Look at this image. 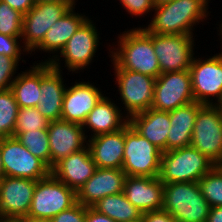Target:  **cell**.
Segmentation results:
<instances>
[{
	"label": "cell",
	"instance_id": "cell-1",
	"mask_svg": "<svg viewBox=\"0 0 222 222\" xmlns=\"http://www.w3.org/2000/svg\"><path fill=\"white\" fill-rule=\"evenodd\" d=\"M210 0H157L155 13L145 29L154 34H190L193 26L204 21ZM208 13V14H207Z\"/></svg>",
	"mask_w": 222,
	"mask_h": 222
},
{
	"label": "cell",
	"instance_id": "cell-2",
	"mask_svg": "<svg viewBox=\"0 0 222 222\" xmlns=\"http://www.w3.org/2000/svg\"><path fill=\"white\" fill-rule=\"evenodd\" d=\"M118 48L111 51L114 68L136 71L153 78L161 74L152 39L140 28L119 35Z\"/></svg>",
	"mask_w": 222,
	"mask_h": 222
},
{
	"label": "cell",
	"instance_id": "cell-3",
	"mask_svg": "<svg viewBox=\"0 0 222 222\" xmlns=\"http://www.w3.org/2000/svg\"><path fill=\"white\" fill-rule=\"evenodd\" d=\"M215 164L194 147L162 152L159 179L163 184L198 182Z\"/></svg>",
	"mask_w": 222,
	"mask_h": 222
},
{
	"label": "cell",
	"instance_id": "cell-4",
	"mask_svg": "<svg viewBox=\"0 0 222 222\" xmlns=\"http://www.w3.org/2000/svg\"><path fill=\"white\" fill-rule=\"evenodd\" d=\"M162 209L177 222H206L210 205L201 193L198 182L164 184Z\"/></svg>",
	"mask_w": 222,
	"mask_h": 222
},
{
	"label": "cell",
	"instance_id": "cell-5",
	"mask_svg": "<svg viewBox=\"0 0 222 222\" xmlns=\"http://www.w3.org/2000/svg\"><path fill=\"white\" fill-rule=\"evenodd\" d=\"M77 203L76 191L60 182L52 173L36 181L26 218L52 219Z\"/></svg>",
	"mask_w": 222,
	"mask_h": 222
},
{
	"label": "cell",
	"instance_id": "cell-6",
	"mask_svg": "<svg viewBox=\"0 0 222 222\" xmlns=\"http://www.w3.org/2000/svg\"><path fill=\"white\" fill-rule=\"evenodd\" d=\"M162 151L128 123L122 170L127 176L159 177Z\"/></svg>",
	"mask_w": 222,
	"mask_h": 222
},
{
	"label": "cell",
	"instance_id": "cell-7",
	"mask_svg": "<svg viewBox=\"0 0 222 222\" xmlns=\"http://www.w3.org/2000/svg\"><path fill=\"white\" fill-rule=\"evenodd\" d=\"M191 146L215 165H222V111L217 105H203L198 110Z\"/></svg>",
	"mask_w": 222,
	"mask_h": 222
},
{
	"label": "cell",
	"instance_id": "cell-8",
	"mask_svg": "<svg viewBox=\"0 0 222 222\" xmlns=\"http://www.w3.org/2000/svg\"><path fill=\"white\" fill-rule=\"evenodd\" d=\"M151 39L161 73L189 70L194 58L190 34H154L141 28Z\"/></svg>",
	"mask_w": 222,
	"mask_h": 222
},
{
	"label": "cell",
	"instance_id": "cell-9",
	"mask_svg": "<svg viewBox=\"0 0 222 222\" xmlns=\"http://www.w3.org/2000/svg\"><path fill=\"white\" fill-rule=\"evenodd\" d=\"M89 18L80 26V28L70 37L65 47L59 55H53L45 63H50L56 70L62 71L60 68L59 60L61 56L65 60V67L67 70L73 72L79 69L83 70L88 66L97 51L99 35L95 24ZM54 57V58H53ZM60 57V58H59Z\"/></svg>",
	"mask_w": 222,
	"mask_h": 222
},
{
	"label": "cell",
	"instance_id": "cell-10",
	"mask_svg": "<svg viewBox=\"0 0 222 222\" xmlns=\"http://www.w3.org/2000/svg\"><path fill=\"white\" fill-rule=\"evenodd\" d=\"M75 5V2H36L23 16L21 39L24 49L32 53L49 28Z\"/></svg>",
	"mask_w": 222,
	"mask_h": 222
},
{
	"label": "cell",
	"instance_id": "cell-11",
	"mask_svg": "<svg viewBox=\"0 0 222 222\" xmlns=\"http://www.w3.org/2000/svg\"><path fill=\"white\" fill-rule=\"evenodd\" d=\"M4 176L38 181L47 177L51 169L34 156L15 137L0 139Z\"/></svg>",
	"mask_w": 222,
	"mask_h": 222
},
{
	"label": "cell",
	"instance_id": "cell-12",
	"mask_svg": "<svg viewBox=\"0 0 222 222\" xmlns=\"http://www.w3.org/2000/svg\"><path fill=\"white\" fill-rule=\"evenodd\" d=\"M121 101L128 119L151 108L156 78L122 68H114Z\"/></svg>",
	"mask_w": 222,
	"mask_h": 222
},
{
	"label": "cell",
	"instance_id": "cell-13",
	"mask_svg": "<svg viewBox=\"0 0 222 222\" xmlns=\"http://www.w3.org/2000/svg\"><path fill=\"white\" fill-rule=\"evenodd\" d=\"M194 101L189 70L161 73L156 78L151 108L170 112Z\"/></svg>",
	"mask_w": 222,
	"mask_h": 222
},
{
	"label": "cell",
	"instance_id": "cell-14",
	"mask_svg": "<svg viewBox=\"0 0 222 222\" xmlns=\"http://www.w3.org/2000/svg\"><path fill=\"white\" fill-rule=\"evenodd\" d=\"M194 100L203 105H217L222 100V52L202 60L193 58L189 68ZM217 103H213V99Z\"/></svg>",
	"mask_w": 222,
	"mask_h": 222
},
{
	"label": "cell",
	"instance_id": "cell-15",
	"mask_svg": "<svg viewBox=\"0 0 222 222\" xmlns=\"http://www.w3.org/2000/svg\"><path fill=\"white\" fill-rule=\"evenodd\" d=\"M36 181L4 176L0 180V220L26 218Z\"/></svg>",
	"mask_w": 222,
	"mask_h": 222
},
{
	"label": "cell",
	"instance_id": "cell-16",
	"mask_svg": "<svg viewBox=\"0 0 222 222\" xmlns=\"http://www.w3.org/2000/svg\"><path fill=\"white\" fill-rule=\"evenodd\" d=\"M50 169L62 158L84 149L87 144L82 125L62 119L49 122Z\"/></svg>",
	"mask_w": 222,
	"mask_h": 222
},
{
	"label": "cell",
	"instance_id": "cell-17",
	"mask_svg": "<svg viewBox=\"0 0 222 222\" xmlns=\"http://www.w3.org/2000/svg\"><path fill=\"white\" fill-rule=\"evenodd\" d=\"M126 177L122 169L97 168L93 176L76 192L77 202L91 207L106 196L122 193Z\"/></svg>",
	"mask_w": 222,
	"mask_h": 222
},
{
	"label": "cell",
	"instance_id": "cell-18",
	"mask_svg": "<svg viewBox=\"0 0 222 222\" xmlns=\"http://www.w3.org/2000/svg\"><path fill=\"white\" fill-rule=\"evenodd\" d=\"M123 193L142 214L163 207L164 184L159 177L127 176Z\"/></svg>",
	"mask_w": 222,
	"mask_h": 222
},
{
	"label": "cell",
	"instance_id": "cell-19",
	"mask_svg": "<svg viewBox=\"0 0 222 222\" xmlns=\"http://www.w3.org/2000/svg\"><path fill=\"white\" fill-rule=\"evenodd\" d=\"M103 96L102 92L89 82H76L66 87L61 119L82 125Z\"/></svg>",
	"mask_w": 222,
	"mask_h": 222
},
{
	"label": "cell",
	"instance_id": "cell-20",
	"mask_svg": "<svg viewBox=\"0 0 222 222\" xmlns=\"http://www.w3.org/2000/svg\"><path fill=\"white\" fill-rule=\"evenodd\" d=\"M97 166L88 146L62 158L51 169V173L76 192L93 176Z\"/></svg>",
	"mask_w": 222,
	"mask_h": 222
},
{
	"label": "cell",
	"instance_id": "cell-21",
	"mask_svg": "<svg viewBox=\"0 0 222 222\" xmlns=\"http://www.w3.org/2000/svg\"><path fill=\"white\" fill-rule=\"evenodd\" d=\"M61 71L50 63L41 62V90L37 109L50 122L61 119L65 93Z\"/></svg>",
	"mask_w": 222,
	"mask_h": 222
},
{
	"label": "cell",
	"instance_id": "cell-22",
	"mask_svg": "<svg viewBox=\"0 0 222 222\" xmlns=\"http://www.w3.org/2000/svg\"><path fill=\"white\" fill-rule=\"evenodd\" d=\"M86 144L97 168L122 169L125 127L116 132L88 138Z\"/></svg>",
	"mask_w": 222,
	"mask_h": 222
},
{
	"label": "cell",
	"instance_id": "cell-23",
	"mask_svg": "<svg viewBox=\"0 0 222 222\" xmlns=\"http://www.w3.org/2000/svg\"><path fill=\"white\" fill-rule=\"evenodd\" d=\"M129 124L159 150L167 151V136L171 127L169 112L149 108L130 117Z\"/></svg>",
	"mask_w": 222,
	"mask_h": 222
},
{
	"label": "cell",
	"instance_id": "cell-24",
	"mask_svg": "<svg viewBox=\"0 0 222 222\" xmlns=\"http://www.w3.org/2000/svg\"><path fill=\"white\" fill-rule=\"evenodd\" d=\"M122 115V116H121ZM123 118V119H122ZM129 123L127 116L123 117L120 108L111 102L108 97L103 96L96 106L89 112L82 128L92 130L91 138L116 132L124 128ZM93 135V136H92Z\"/></svg>",
	"mask_w": 222,
	"mask_h": 222
},
{
	"label": "cell",
	"instance_id": "cell-25",
	"mask_svg": "<svg viewBox=\"0 0 222 222\" xmlns=\"http://www.w3.org/2000/svg\"><path fill=\"white\" fill-rule=\"evenodd\" d=\"M202 106L194 101L169 112L171 127L167 136V151L191 145L194 124Z\"/></svg>",
	"mask_w": 222,
	"mask_h": 222
},
{
	"label": "cell",
	"instance_id": "cell-26",
	"mask_svg": "<svg viewBox=\"0 0 222 222\" xmlns=\"http://www.w3.org/2000/svg\"><path fill=\"white\" fill-rule=\"evenodd\" d=\"M74 9L75 6L49 28L42 42L33 51L36 49L48 53L62 51L70 37L88 19L85 15L75 13Z\"/></svg>",
	"mask_w": 222,
	"mask_h": 222
},
{
	"label": "cell",
	"instance_id": "cell-27",
	"mask_svg": "<svg viewBox=\"0 0 222 222\" xmlns=\"http://www.w3.org/2000/svg\"><path fill=\"white\" fill-rule=\"evenodd\" d=\"M33 64L31 69L19 73L11 84V90L19 108L37 107L41 90V63Z\"/></svg>",
	"mask_w": 222,
	"mask_h": 222
},
{
	"label": "cell",
	"instance_id": "cell-28",
	"mask_svg": "<svg viewBox=\"0 0 222 222\" xmlns=\"http://www.w3.org/2000/svg\"><path fill=\"white\" fill-rule=\"evenodd\" d=\"M91 207L116 222L135 220L142 216V213L128 201L123 192L106 196Z\"/></svg>",
	"mask_w": 222,
	"mask_h": 222
},
{
	"label": "cell",
	"instance_id": "cell-29",
	"mask_svg": "<svg viewBox=\"0 0 222 222\" xmlns=\"http://www.w3.org/2000/svg\"><path fill=\"white\" fill-rule=\"evenodd\" d=\"M19 105L11 89L0 91V139L12 137Z\"/></svg>",
	"mask_w": 222,
	"mask_h": 222
},
{
	"label": "cell",
	"instance_id": "cell-30",
	"mask_svg": "<svg viewBox=\"0 0 222 222\" xmlns=\"http://www.w3.org/2000/svg\"><path fill=\"white\" fill-rule=\"evenodd\" d=\"M16 139L50 168V148L47 129L22 132Z\"/></svg>",
	"mask_w": 222,
	"mask_h": 222
},
{
	"label": "cell",
	"instance_id": "cell-31",
	"mask_svg": "<svg viewBox=\"0 0 222 222\" xmlns=\"http://www.w3.org/2000/svg\"><path fill=\"white\" fill-rule=\"evenodd\" d=\"M198 184L210 207L222 206V165H215Z\"/></svg>",
	"mask_w": 222,
	"mask_h": 222
},
{
	"label": "cell",
	"instance_id": "cell-32",
	"mask_svg": "<svg viewBox=\"0 0 222 222\" xmlns=\"http://www.w3.org/2000/svg\"><path fill=\"white\" fill-rule=\"evenodd\" d=\"M49 122L37 107L19 108L13 137L16 138L22 132L48 129Z\"/></svg>",
	"mask_w": 222,
	"mask_h": 222
},
{
	"label": "cell",
	"instance_id": "cell-33",
	"mask_svg": "<svg viewBox=\"0 0 222 222\" xmlns=\"http://www.w3.org/2000/svg\"><path fill=\"white\" fill-rule=\"evenodd\" d=\"M23 14L0 1V33L13 37L22 36Z\"/></svg>",
	"mask_w": 222,
	"mask_h": 222
},
{
	"label": "cell",
	"instance_id": "cell-34",
	"mask_svg": "<svg viewBox=\"0 0 222 222\" xmlns=\"http://www.w3.org/2000/svg\"><path fill=\"white\" fill-rule=\"evenodd\" d=\"M18 63L19 62L15 58L3 54L0 55V91L11 89V84L15 80L13 75H15L18 69Z\"/></svg>",
	"mask_w": 222,
	"mask_h": 222
},
{
	"label": "cell",
	"instance_id": "cell-35",
	"mask_svg": "<svg viewBox=\"0 0 222 222\" xmlns=\"http://www.w3.org/2000/svg\"><path fill=\"white\" fill-rule=\"evenodd\" d=\"M18 39H21V37H13L0 33V55L3 54L15 58L19 62L21 60L20 56L23 54L21 52H26L27 50L22 49L24 47L20 46Z\"/></svg>",
	"mask_w": 222,
	"mask_h": 222
},
{
	"label": "cell",
	"instance_id": "cell-36",
	"mask_svg": "<svg viewBox=\"0 0 222 222\" xmlns=\"http://www.w3.org/2000/svg\"><path fill=\"white\" fill-rule=\"evenodd\" d=\"M53 222H86V206L76 203L51 219Z\"/></svg>",
	"mask_w": 222,
	"mask_h": 222
},
{
	"label": "cell",
	"instance_id": "cell-37",
	"mask_svg": "<svg viewBox=\"0 0 222 222\" xmlns=\"http://www.w3.org/2000/svg\"><path fill=\"white\" fill-rule=\"evenodd\" d=\"M157 0H120L124 9L136 17L147 14L153 11Z\"/></svg>",
	"mask_w": 222,
	"mask_h": 222
},
{
	"label": "cell",
	"instance_id": "cell-38",
	"mask_svg": "<svg viewBox=\"0 0 222 222\" xmlns=\"http://www.w3.org/2000/svg\"><path fill=\"white\" fill-rule=\"evenodd\" d=\"M142 215L145 222H177L170 213L164 209L145 212Z\"/></svg>",
	"mask_w": 222,
	"mask_h": 222
},
{
	"label": "cell",
	"instance_id": "cell-39",
	"mask_svg": "<svg viewBox=\"0 0 222 222\" xmlns=\"http://www.w3.org/2000/svg\"><path fill=\"white\" fill-rule=\"evenodd\" d=\"M11 8L25 15L36 3V0H0Z\"/></svg>",
	"mask_w": 222,
	"mask_h": 222
},
{
	"label": "cell",
	"instance_id": "cell-40",
	"mask_svg": "<svg viewBox=\"0 0 222 222\" xmlns=\"http://www.w3.org/2000/svg\"><path fill=\"white\" fill-rule=\"evenodd\" d=\"M86 222H116L110 217L97 212L92 207L86 206Z\"/></svg>",
	"mask_w": 222,
	"mask_h": 222
},
{
	"label": "cell",
	"instance_id": "cell-41",
	"mask_svg": "<svg viewBox=\"0 0 222 222\" xmlns=\"http://www.w3.org/2000/svg\"><path fill=\"white\" fill-rule=\"evenodd\" d=\"M206 222H222V206L211 207Z\"/></svg>",
	"mask_w": 222,
	"mask_h": 222
},
{
	"label": "cell",
	"instance_id": "cell-42",
	"mask_svg": "<svg viewBox=\"0 0 222 222\" xmlns=\"http://www.w3.org/2000/svg\"><path fill=\"white\" fill-rule=\"evenodd\" d=\"M28 222H53L51 219L46 218H25Z\"/></svg>",
	"mask_w": 222,
	"mask_h": 222
},
{
	"label": "cell",
	"instance_id": "cell-43",
	"mask_svg": "<svg viewBox=\"0 0 222 222\" xmlns=\"http://www.w3.org/2000/svg\"><path fill=\"white\" fill-rule=\"evenodd\" d=\"M4 177V167L2 162L1 150H0V180Z\"/></svg>",
	"mask_w": 222,
	"mask_h": 222
},
{
	"label": "cell",
	"instance_id": "cell-44",
	"mask_svg": "<svg viewBox=\"0 0 222 222\" xmlns=\"http://www.w3.org/2000/svg\"><path fill=\"white\" fill-rule=\"evenodd\" d=\"M42 1H48V2H76L75 0H36V2H42Z\"/></svg>",
	"mask_w": 222,
	"mask_h": 222
},
{
	"label": "cell",
	"instance_id": "cell-45",
	"mask_svg": "<svg viewBox=\"0 0 222 222\" xmlns=\"http://www.w3.org/2000/svg\"><path fill=\"white\" fill-rule=\"evenodd\" d=\"M125 222H145L143 215L135 220L125 221Z\"/></svg>",
	"mask_w": 222,
	"mask_h": 222
},
{
	"label": "cell",
	"instance_id": "cell-46",
	"mask_svg": "<svg viewBox=\"0 0 222 222\" xmlns=\"http://www.w3.org/2000/svg\"><path fill=\"white\" fill-rule=\"evenodd\" d=\"M12 222H28L25 218L12 219Z\"/></svg>",
	"mask_w": 222,
	"mask_h": 222
},
{
	"label": "cell",
	"instance_id": "cell-47",
	"mask_svg": "<svg viewBox=\"0 0 222 222\" xmlns=\"http://www.w3.org/2000/svg\"><path fill=\"white\" fill-rule=\"evenodd\" d=\"M217 106H218L219 109L222 111V100L217 104Z\"/></svg>",
	"mask_w": 222,
	"mask_h": 222
},
{
	"label": "cell",
	"instance_id": "cell-48",
	"mask_svg": "<svg viewBox=\"0 0 222 222\" xmlns=\"http://www.w3.org/2000/svg\"><path fill=\"white\" fill-rule=\"evenodd\" d=\"M0 222H12V219L0 220Z\"/></svg>",
	"mask_w": 222,
	"mask_h": 222
},
{
	"label": "cell",
	"instance_id": "cell-49",
	"mask_svg": "<svg viewBox=\"0 0 222 222\" xmlns=\"http://www.w3.org/2000/svg\"><path fill=\"white\" fill-rule=\"evenodd\" d=\"M221 26H220V33L218 34V35H220L221 36V38H222V23L220 24Z\"/></svg>",
	"mask_w": 222,
	"mask_h": 222
}]
</instances>
